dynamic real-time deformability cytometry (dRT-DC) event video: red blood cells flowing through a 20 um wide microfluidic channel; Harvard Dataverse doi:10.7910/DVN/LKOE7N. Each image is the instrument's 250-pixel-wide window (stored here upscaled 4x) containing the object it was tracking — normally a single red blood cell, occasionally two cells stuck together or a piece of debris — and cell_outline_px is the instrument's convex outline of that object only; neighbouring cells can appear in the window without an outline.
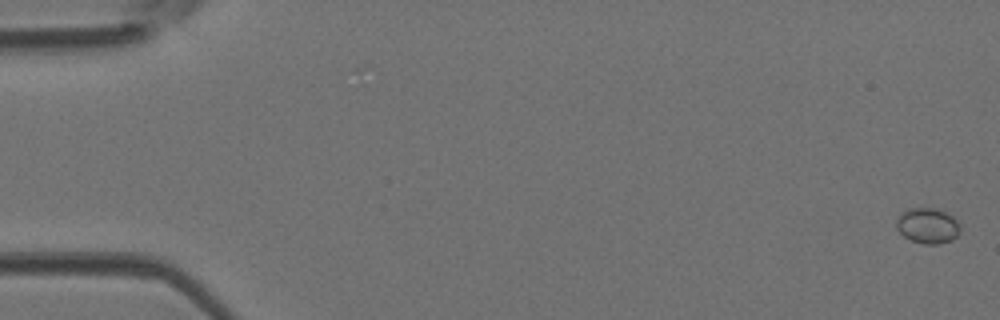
{"species": "Egyptian fruit bat (a non-hibernating species)", "species_latin": "Rousettus aegyptiacus", "temperature_condition": "room temperature", "stored_images_in_passage": 17, "camera_frame_rate_fps": 3000, "um_per_image_px": 0.085, "animal": {"sex": "female"}, "frame": {"image": 1, "passage_image": 1, "time_ms": 0.0, "image_size_px": [1000, 320], "cell_outline_px": [[960, 232], [952, 240], [940, 244], [924, 244], [912, 240], [904, 236], [896, 228], [896, 220], [900, 212], [908, 208], [936, 208], [952, 216], [960, 224]], "centroid_in_image_um": [78.84, 19.18], "position_along_channel_um": 6.2, "area_um2": 13.29}}
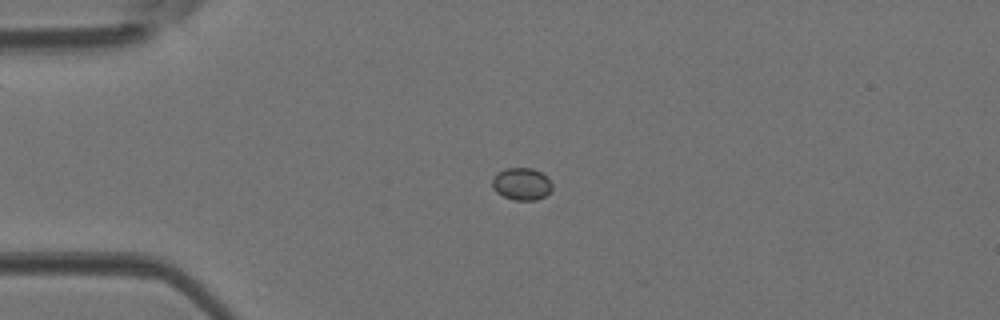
{"frame": {"image": 2, "passage_image": 12, "time_ms": 3.667, "image_size_px": [1000, 320], "cell_outline_px": [[552, 188], [544, 196], [536, 200], [516, 200], [504, 196], [496, 192], [492, 188], [492, 180], [496, 172], [508, 168], [532, 168], [548, 176], [552, 184]], "centroid_in_image_um": [44.33, 15.62], "position_along_channel_um": 40.7, "area_um2": 11.27}}
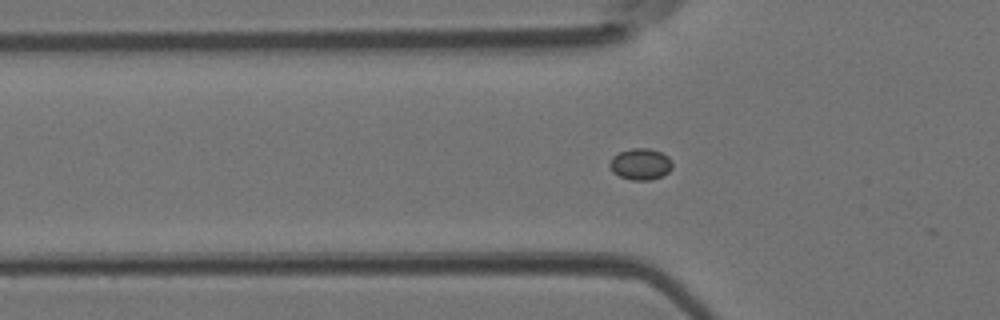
{"frame": {"image": 3, "passage_image": 16, "time_ms": 5.0, "image_size_px": [1000, 320], "cell_outline_px": [[672, 168], [668, 172], [652, 180], [632, 180], [620, 176], [612, 172], [608, 164], [612, 156], [620, 152], [632, 148], [648, 148], [660, 152], [668, 156], [672, 160]], "centroid_in_image_um": [54.43, 13.95], "position_along_channel_um": 71.4, "area_um2": 11.5}}